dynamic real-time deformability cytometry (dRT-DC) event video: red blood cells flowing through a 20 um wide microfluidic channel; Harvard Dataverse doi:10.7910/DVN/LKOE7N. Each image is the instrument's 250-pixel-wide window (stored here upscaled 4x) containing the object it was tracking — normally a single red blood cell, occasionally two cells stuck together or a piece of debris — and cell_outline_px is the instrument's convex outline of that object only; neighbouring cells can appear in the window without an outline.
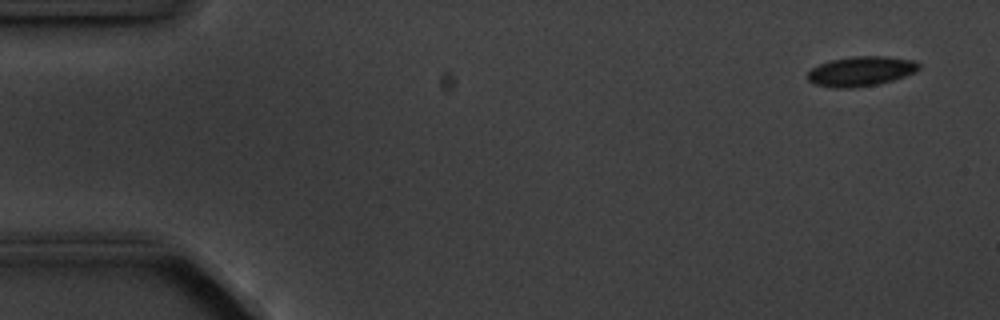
{"species": "common noctule bat (a hibernating species)", "species_latin": "Nyctalus noctula", "temperature_condition": "cold", "stored_images_in_passage": 5, "camera_frame_rate_fps": 3000, "um_per_image_px": 0.085, "animal": {"sex": "male", "body_mass_g": 20.1, "forearm_length_mm": 53.5}, "frame": {"image": 1, "passage_image": 1, "time_ms": 0.0, "image_size_px": [1000, 320], "cell_outline_px": [[920, 68], [916, 72], [880, 84], [852, 88], [832, 88], [812, 84], [808, 80], [808, 72], [812, 68], [820, 64], [832, 60], [852, 56], [884, 56], [916, 60], [920, 64]], "centroid_in_image_um": [73.19, 6.06], "position_along_channel_um": 11.8, "area_um2": 19.48}}
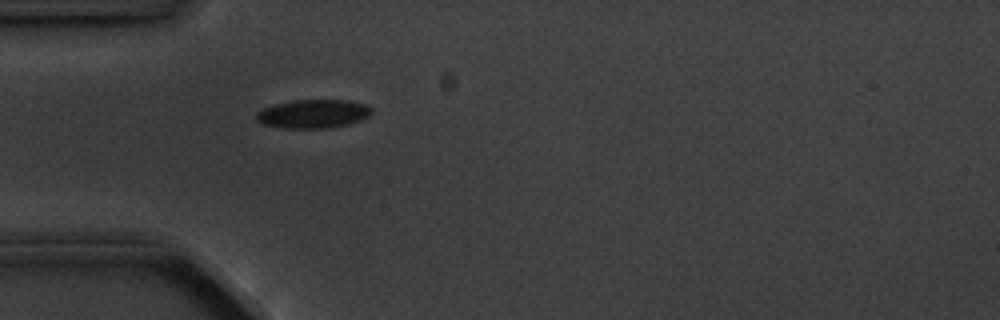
{"frame": {"image": 2, "passage_image": 5, "time_ms": 4.333, "image_size_px": [1000, 320], "cell_outline_px": [[372, 112], [368, 116], [360, 120], [348, 124], [328, 128], [284, 128], [264, 124], [256, 120], [256, 112], [260, 108], [292, 100], [348, 100], [364, 104], [372, 108]], "centroid_in_image_um": [26.59, 9.67], "position_along_channel_um": 58.4, "area_um2": 19.25}}